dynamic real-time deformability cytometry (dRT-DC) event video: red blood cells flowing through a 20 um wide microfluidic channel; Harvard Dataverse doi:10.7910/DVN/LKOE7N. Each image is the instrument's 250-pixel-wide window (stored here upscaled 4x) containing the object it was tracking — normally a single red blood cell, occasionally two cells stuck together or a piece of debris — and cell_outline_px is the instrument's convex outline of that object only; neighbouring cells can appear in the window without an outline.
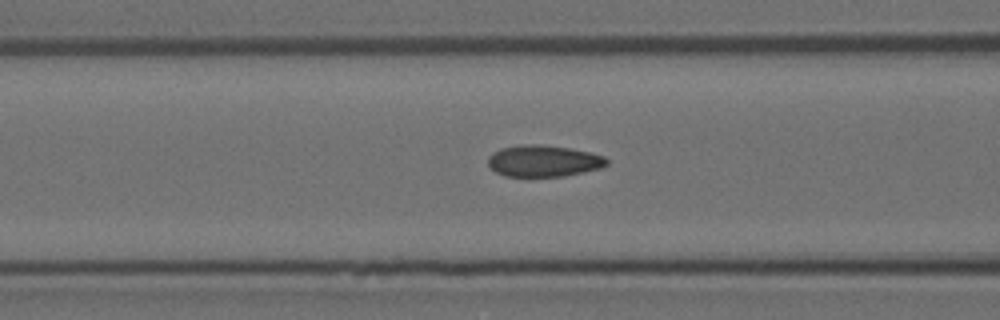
{"species": "Egyptian fruit bat (a non-hibernating species)", "species_latin": "Rousettus aegyptiacus", "temperature_condition": "room temperature", "stored_images_in_passage": 31, "camera_frame_rate_fps": 3000, "um_per_image_px": 0.085, "animal": {"sex": "female"}, "frame": {"image": 1, "passage_image": 10, "time_ms": 3.0, "image_size_px": [1000, 320], "cell_outline_px": [[608, 164], [600, 168], [584, 172], [564, 176], [504, 176], [496, 172], [488, 164], [488, 156], [492, 152], [500, 148], [532, 144], [540, 144], [568, 148], [588, 152], [604, 156], [608, 160]], "centroid_in_image_um": [46.19, 13.68], "position_along_channel_um": 120.4, "area_um2": 21.68}}
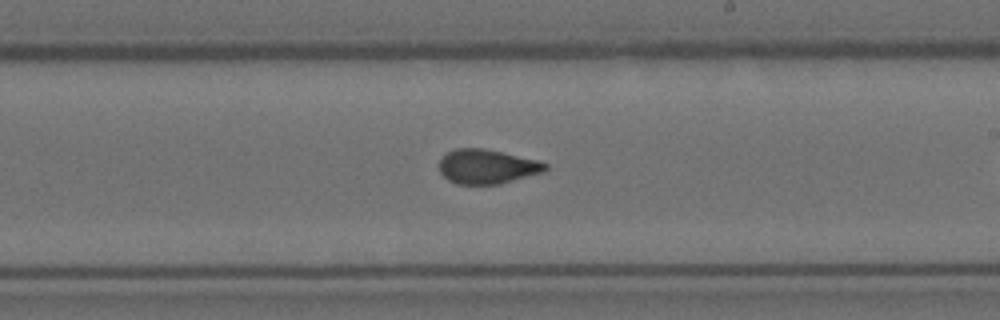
{"frame": {"image": 2, "passage_image": 20, "time_ms": 6.333, "image_size_px": [1000, 320], "cell_outline_px": [[548, 168], [544, 172], [500, 184], [456, 184], [448, 180], [440, 172], [440, 160], [448, 152], [456, 148], [484, 148], [536, 160], [548, 164]], "centroid_in_image_um": [41.4, 14.17], "position_along_channel_um": 247.6, "area_um2": 21.15}}
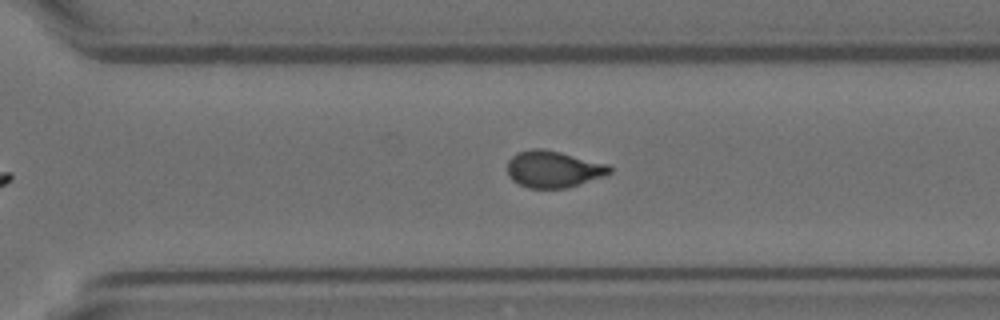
{"frame": {"image": 3, "passage_image": 26, "time_ms": 8.333, "image_size_px": [1000, 320], "cell_outline_px": [[612, 172], [604, 176], [564, 188], [528, 188], [512, 180], [508, 176], [508, 160], [516, 152], [532, 148], [540, 148], [560, 152], [608, 164], [612, 168]], "centroid_in_image_um": [47.01, 14.37], "position_along_channel_um": 323.6, "area_um2": 21.79}}